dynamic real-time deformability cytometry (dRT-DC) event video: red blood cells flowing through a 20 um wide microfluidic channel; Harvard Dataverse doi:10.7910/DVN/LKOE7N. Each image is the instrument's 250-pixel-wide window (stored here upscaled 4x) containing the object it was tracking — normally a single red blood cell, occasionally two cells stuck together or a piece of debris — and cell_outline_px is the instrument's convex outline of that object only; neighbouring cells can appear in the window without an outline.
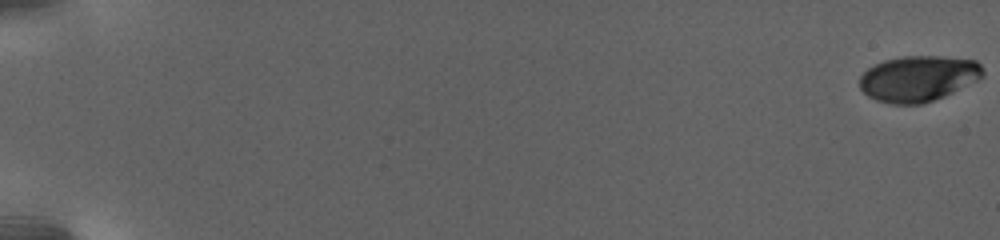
{"species": "human", "species_latin": "Homo sapiens", "temperature_condition": "warm", "stored_images_in_passage": 65, "camera_frame_rate_fps": 3000, "um_per_image_px": 0.085, "donor": {"sex": "female"}, "frame": {"image": 1, "passage_image": 1, "time_ms": 0.0, "image_size_px": [1000, 240], "cell_outline_px": [[984, 76], [944, 96], [924, 104], [892, 104], [876, 100], [868, 96], [860, 88], [860, 76], [868, 68], [884, 60], [904, 56], [936, 56], [976, 60], [980, 64], [984, 72]], "centroid_in_image_um": [78.04, 6.68], "position_along_channel_um": 7.0, "area_um2": 32.71}}
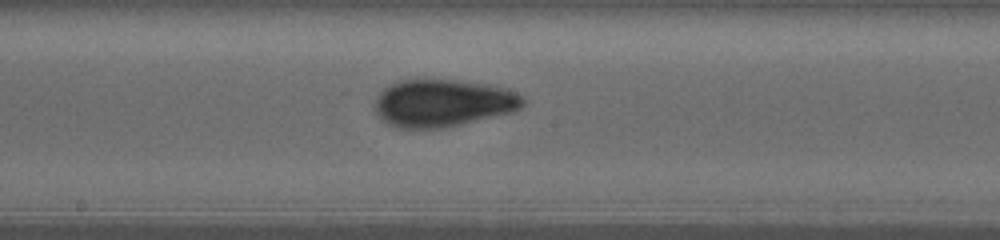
{"frame": {"image": 2, "passage_image": 39, "time_ms": 15.333, "image_size_px": [1000, 240], "cell_outline_px": [[524, 104], [520, 108], [512, 112], [460, 124], [440, 128], [400, 128], [388, 124], [376, 112], [376, 96], [384, 88], [400, 80], [416, 76], [456, 80], [488, 84], [508, 88], [524, 96]], "centroid_in_image_um": [37.65, 8.71], "position_along_channel_um": 210.5, "area_um2": 41.5}}
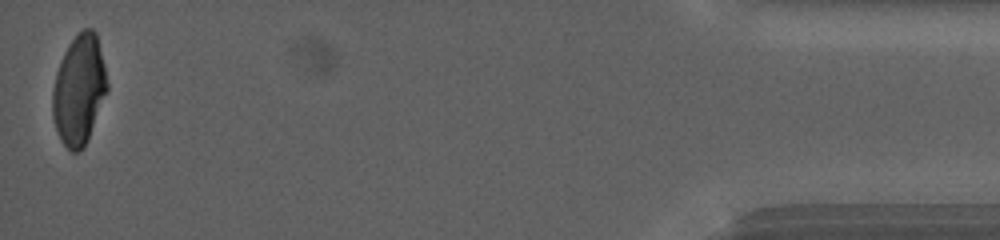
{"frame": {"image": 3, "passage_image": 65, "time_ms": 26.333, "image_size_px": [1000, 240], "cell_outline_px": [[108, 88], [88, 140], [84, 148], [80, 152], [72, 152], [60, 140], [52, 116], [52, 92], [56, 72], [64, 52], [68, 44], [84, 28], [92, 28], [96, 32], [104, 64], [108, 84]], "centroid_in_image_um": [6.71, 7.65], "position_along_channel_um": 428.5, "area_um2": 34.91}, "authors_computed_cell_mechanics": {"area_um2": 36.2406, "velocity_mm_per_s": 2.6976, "shape_relaxation_time_tau1_ms": 6.5572, "shape_relaxation_time_tau2_ms": 1.3366, "deformation_change_tau1": 0.1794, "deformation_change_tau2": 0.0421}}